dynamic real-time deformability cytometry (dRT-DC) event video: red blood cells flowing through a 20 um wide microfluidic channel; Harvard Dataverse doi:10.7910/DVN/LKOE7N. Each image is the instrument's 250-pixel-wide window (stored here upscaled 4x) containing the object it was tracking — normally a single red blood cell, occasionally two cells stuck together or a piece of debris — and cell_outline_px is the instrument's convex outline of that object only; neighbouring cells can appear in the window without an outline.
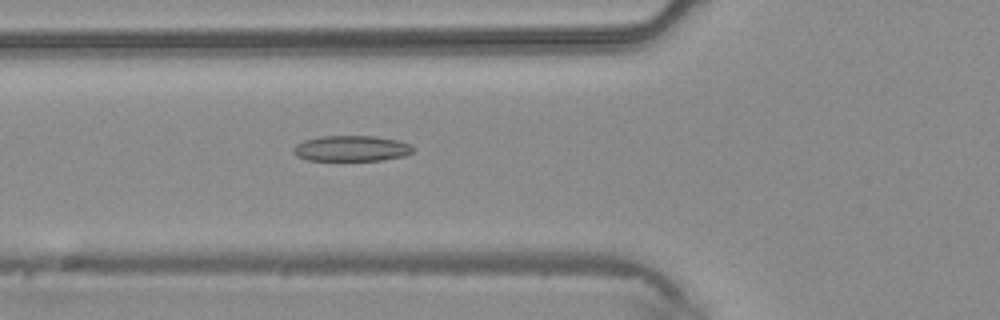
{"species": "common noctule bat (a hibernating species)", "species_latin": "Nyctalus noctula", "temperature_condition": "warm", "stored_images_in_passage": 36, "segment_of_instrument_passage": [1, 2], "camera_frame_rate_fps": 3000, "um_per_image_px": 0.085, "animal": {"sex": "male", "body_mass_g": 20.4}, "frame": {"image": 1, "passage_image": 6, "time_ms": 1.667, "image_size_px": [1000, 320], "cell_outline_px": [[412, 152], [404, 156], [384, 160], [308, 160], [296, 156], [292, 152], [292, 148], [296, 144], [304, 140], [320, 136], [376, 136], [396, 140], [412, 144]], "centroid_in_image_um": [29.84, 12.61], "position_along_channel_um": 96.0, "area_um2": 17.98}}
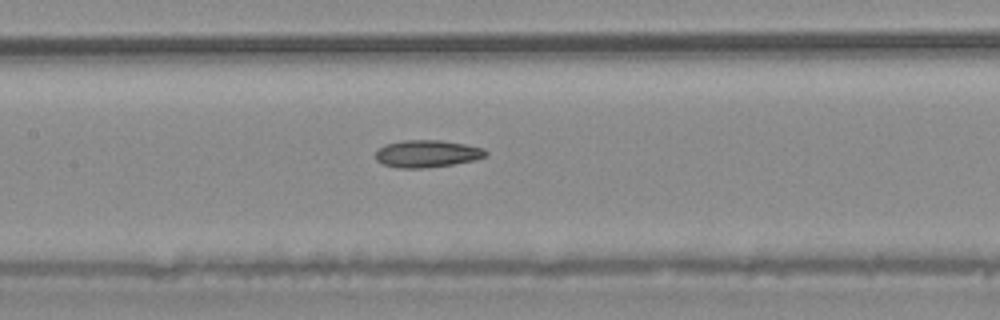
{"frame": {"image": 2, "passage_image": 11, "time_ms": 3.333, "image_size_px": [1000, 320], "cell_outline_px": [[488, 152], [484, 156], [476, 160], [452, 164], [424, 168], [400, 168], [384, 164], [376, 160], [376, 152], [384, 144], [404, 140], [440, 140], [464, 144], [484, 148]], "centroid_in_image_um": [36.3, 13.06], "position_along_channel_um": 171.1, "area_um2": 17.4}}
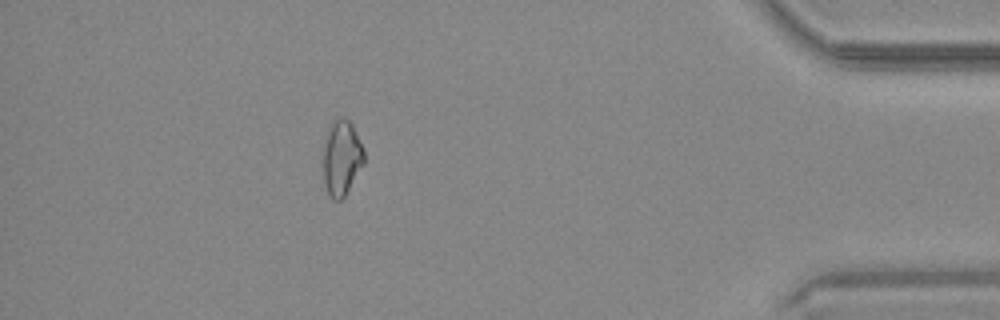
{"frame": {"image": 3, "passage_image": 30, "time_ms": 9.667, "image_size_px": [1000, 320], "cell_outline_px": [[364, 164], [344, 196], [340, 200], [332, 200], [324, 184], [324, 144], [328, 132], [332, 124], [340, 116], [344, 116], [352, 124], [364, 148]], "centroid_in_image_um": [29.06, 13.42], "position_along_channel_um": 406.1, "area_um2": 17.69}}